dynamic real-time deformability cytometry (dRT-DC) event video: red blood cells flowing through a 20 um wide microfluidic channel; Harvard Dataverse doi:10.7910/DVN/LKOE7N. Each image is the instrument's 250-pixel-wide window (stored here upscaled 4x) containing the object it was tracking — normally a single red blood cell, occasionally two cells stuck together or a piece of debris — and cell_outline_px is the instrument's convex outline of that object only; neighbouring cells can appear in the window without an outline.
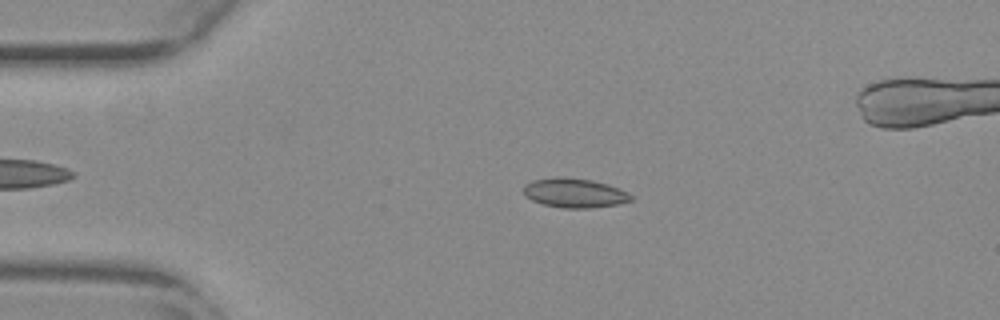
{"species": "common noctule bat (a hibernating species)", "species_latin": "Nyctalus noctula", "temperature_condition": "warm", "stored_images_in_passage": 22, "camera_frame_rate_fps": 3000, "um_per_image_px": 0.085, "animal": {"sex": "female", "body_mass_g": 29.2, "forearm_length_mm": 56.3}, "frame": {"image": 1, "passage_image": 3, "time_ms": 0.667, "image_size_px": [1000, 320], "cell_outline_px": [[632, 200], [616, 204], [592, 208], [564, 208], [544, 204], [532, 200], [524, 196], [524, 184], [532, 180], [556, 176], [592, 180], [616, 188], [632, 196]], "centroid_in_image_um": [48.75, 16.4], "position_along_channel_um": 36.2, "area_um2": 18.09}}
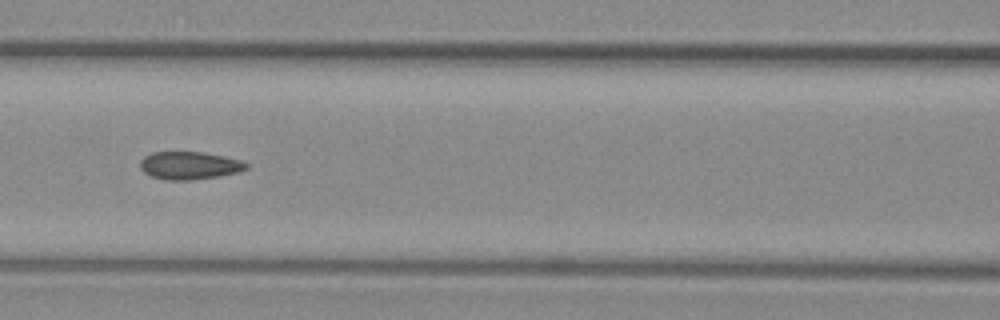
{"frame": {"image": 2, "passage_image": 15, "time_ms": 4.667, "image_size_px": [1000, 320], "cell_outline_px": [[248, 168], [236, 172], [216, 176], [192, 180], [164, 180], [152, 176], [144, 172], [140, 168], [140, 160], [144, 156], [152, 152], [200, 152], [240, 160], [248, 164]], "centroid_in_image_um": [16.04, 14.07], "position_along_channel_um": 150.6, "area_um2": 16.94}}
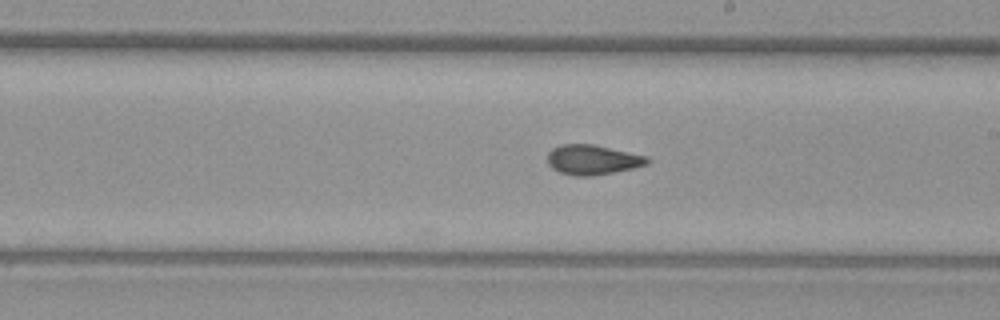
{"frame": {"image": 3, "passage_image": 22, "time_ms": 7.0, "image_size_px": [1000, 320], "cell_outline_px": [[652, 160], [648, 164], [632, 168], [592, 176], [572, 176], [560, 172], [552, 168], [548, 164], [548, 152], [552, 148], [560, 144], [592, 144], [648, 156]], "centroid_in_image_um": [50.36, 13.57], "position_along_channel_um": 238.6, "area_um2": 17.4}}